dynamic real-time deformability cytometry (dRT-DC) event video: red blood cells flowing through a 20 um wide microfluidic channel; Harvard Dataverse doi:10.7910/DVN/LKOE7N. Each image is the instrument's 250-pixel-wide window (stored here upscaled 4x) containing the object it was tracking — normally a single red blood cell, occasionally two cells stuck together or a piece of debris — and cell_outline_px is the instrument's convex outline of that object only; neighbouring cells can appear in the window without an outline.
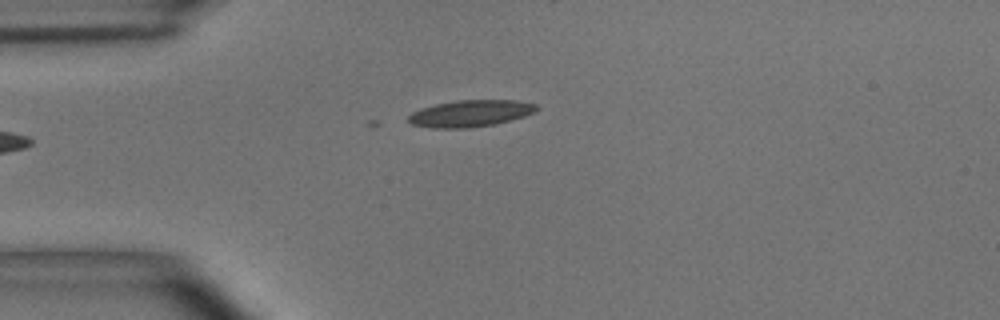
{"species": "common noctule bat (a hibernating species)", "species_latin": "Nyctalus noctula", "temperature_condition": "room temperature", "stored_images_in_passage": 5, "camera_frame_rate_fps": 3000, "um_per_image_px": 0.085, "animal": {"sex": "male", "body_mass_g": 15.6}, "frame": {"image": 1, "passage_image": 1, "time_ms": 0.0, "image_size_px": [1000, 320], "cell_outline_px": [[540, 108], [536, 112], [524, 116], [496, 124], [468, 128], [432, 128], [412, 124], [408, 120], [408, 116], [412, 112], [420, 108], [436, 104], [456, 100], [516, 100], [536, 104]], "centroid_in_image_um": [40.0, 9.64], "position_along_channel_um": 45.0, "area_um2": 20.06}}